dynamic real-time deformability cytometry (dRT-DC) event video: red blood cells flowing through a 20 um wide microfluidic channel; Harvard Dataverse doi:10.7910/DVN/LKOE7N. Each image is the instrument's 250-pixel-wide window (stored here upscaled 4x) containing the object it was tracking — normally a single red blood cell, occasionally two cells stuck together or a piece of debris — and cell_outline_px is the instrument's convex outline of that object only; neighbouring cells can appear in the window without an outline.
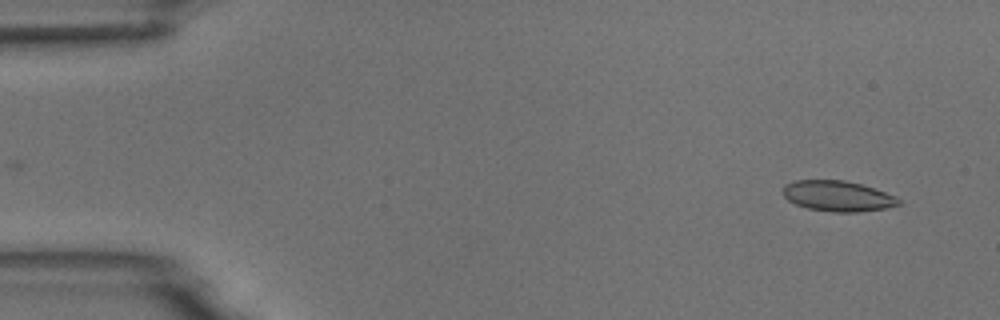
{"species": "common noctule bat (a hibernating species)", "species_latin": "Nyctalus noctula", "temperature_condition": "room temperature", "stored_images_in_passage": 5, "camera_frame_rate_fps": 3000, "um_per_image_px": 0.085, "animal": {"sex": "male", "body_mass_g": 18.8}, "frame": {"image": 1, "passage_image": 1, "time_ms": 0.0, "image_size_px": [1000, 320], "cell_outline_px": [[900, 204], [884, 208], [860, 212], [832, 212], [808, 208], [796, 204], [788, 200], [784, 196], [784, 184], [796, 180], [844, 180], [860, 184], [896, 196], [900, 200]], "centroid_in_image_um": [71.19, 16.66], "position_along_channel_um": 13.8, "area_um2": 20.4}}